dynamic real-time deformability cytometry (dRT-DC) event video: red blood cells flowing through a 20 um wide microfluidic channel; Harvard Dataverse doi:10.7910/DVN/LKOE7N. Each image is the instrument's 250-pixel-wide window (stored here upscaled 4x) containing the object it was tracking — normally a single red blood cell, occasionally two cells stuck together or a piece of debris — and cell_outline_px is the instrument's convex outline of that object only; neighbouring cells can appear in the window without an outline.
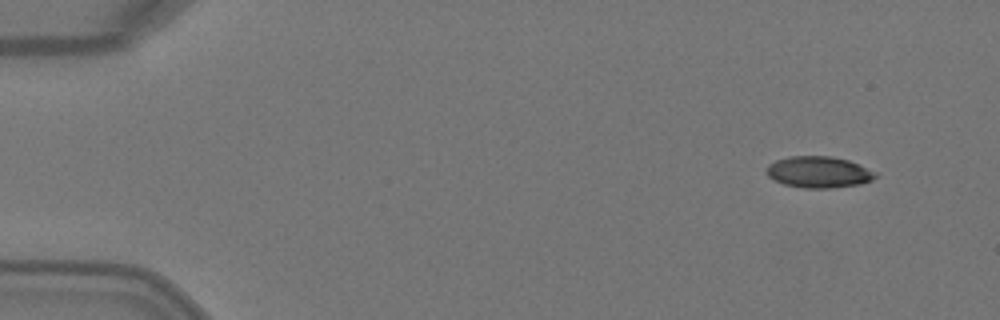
{"species": "Egyptian fruit bat (a non-hibernating species)", "species_latin": "Rousettus aegyptiacus", "temperature_condition": "warm", "stored_images_in_passage": 5, "segment_of_instrument_passage": [1, 2], "camera_frame_rate_fps": 3000, "um_per_image_px": 0.085, "animal": {"sex": "female"}, "frame": {"image": 1, "passage_image": 1, "time_ms": 0.0, "image_size_px": [1000, 320], "cell_outline_px": [[880, 176], [872, 180], [860, 184], [832, 188], [804, 188], [784, 184], [768, 176], [768, 164], [776, 160], [788, 156], [832, 156], [848, 160], [876, 172]], "centroid_in_image_um": [69.62, 14.62], "position_along_channel_um": 15.4, "area_um2": 19.88}}